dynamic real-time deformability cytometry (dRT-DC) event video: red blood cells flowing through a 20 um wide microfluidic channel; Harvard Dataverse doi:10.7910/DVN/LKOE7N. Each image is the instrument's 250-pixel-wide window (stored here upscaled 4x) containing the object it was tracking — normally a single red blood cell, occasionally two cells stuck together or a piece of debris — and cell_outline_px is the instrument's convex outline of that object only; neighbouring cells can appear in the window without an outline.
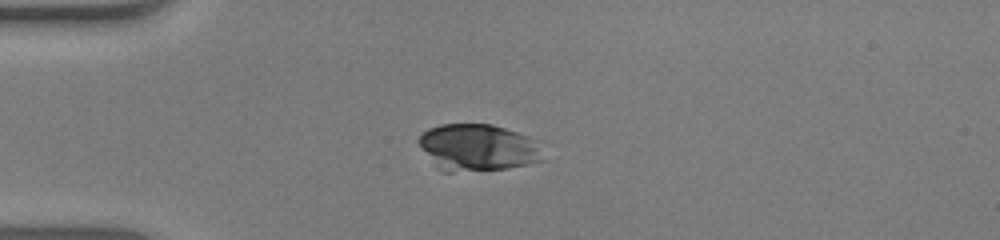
{"species": "human", "species_latin": "Homo sapiens", "temperature_condition": "warm", "stored_images_in_passage": 40, "camera_frame_rate_fps": 3000, "um_per_image_px": 0.085, "donor": {"sex": "male"}, "frame": {"image": 1, "passage_image": 1, "time_ms": 0.0, "image_size_px": [1000, 240], "cell_outline_px": [[544, 160], [528, 164], [508, 168], [452, 172], [444, 172], [436, 164], [420, 144], [420, 136], [428, 128], [440, 124], [492, 124], [544, 140]], "centroid_in_image_um": [40.79, 12.52], "position_along_channel_um": 44.2, "area_um2": 34.22}}
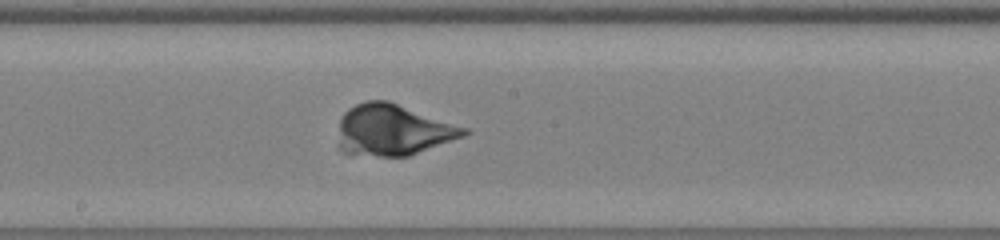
{"frame": {"image": 2, "passage_image": 16, "time_ms": 5.0, "image_size_px": [1000, 240], "cell_outline_px": [[472, 132], [464, 136], [408, 156], [352, 156], [344, 152], [340, 148], [340, 120], [344, 112], [348, 108], [364, 100], [388, 100], [468, 128]], "centroid_in_image_um": [33.4, 11.05], "position_along_channel_um": 214.8, "area_um2": 37.63}}
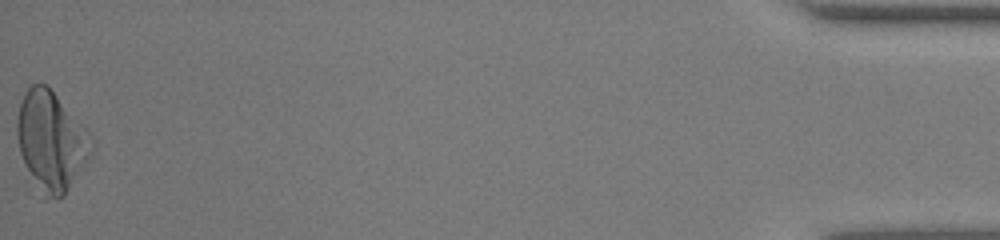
{"frame": {"image": 3, "passage_image": 40, "time_ms": 13.0, "image_size_px": [1000, 240], "cell_outline_px": [[92, 156], [64, 196], [44, 200], [20, 152], [16, 132], [16, 120], [20, 104], [28, 88], [32, 84], [48, 84], [88, 132], [92, 152]], "centroid_in_image_um": [4.35, 12.0], "position_along_channel_um": 430.8, "area_um2": 42.54}, "authors_computed_cell_mechanics": {"area_um2": 36.3851, "velocity_mm_per_s": 3.9234, "shape_relaxation_time_tau1_ms": 3.2657, "shape_relaxation_time_tau2_ms": null, "deformation_change_tau1": 0.1964, "deformation_change_tau2": null}}